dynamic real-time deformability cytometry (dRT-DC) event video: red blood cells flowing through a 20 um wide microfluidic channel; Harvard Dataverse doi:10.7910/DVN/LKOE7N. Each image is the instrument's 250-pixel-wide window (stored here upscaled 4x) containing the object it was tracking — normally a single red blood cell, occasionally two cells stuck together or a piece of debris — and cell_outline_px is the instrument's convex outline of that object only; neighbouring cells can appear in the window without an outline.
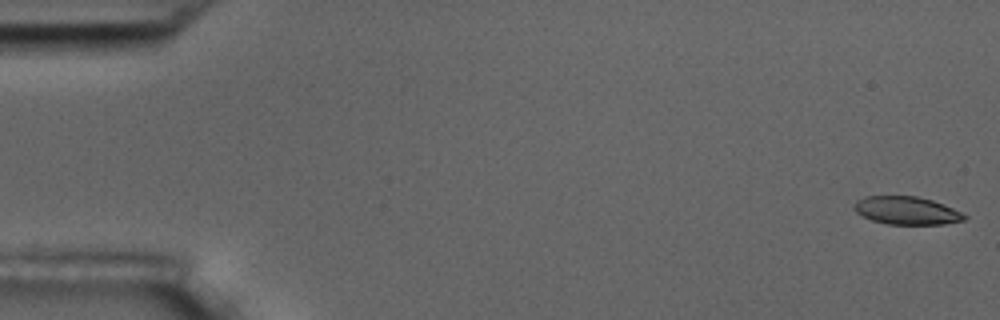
{"species": "common noctule bat (a hibernating species)", "species_latin": "Nyctalus noctula", "temperature_condition": "room temperature", "stored_images_in_passage": 6, "camera_frame_rate_fps": 3000, "um_per_image_px": 0.085, "animal": {"sex": "male", "body_mass_g": 17.5, "forearm_length_mm": 52.3}, "frame": {"image": 1, "passage_image": 1, "time_ms": 0.0, "image_size_px": [1000, 320], "cell_outline_px": [[968, 216], [964, 220], [944, 224], [888, 224], [872, 220], [856, 212], [852, 208], [856, 200], [864, 196], [916, 196], [932, 200], [952, 208]], "centroid_in_image_um": [77.03, 17.89], "position_along_channel_um": 8.0, "area_um2": 17.86}}
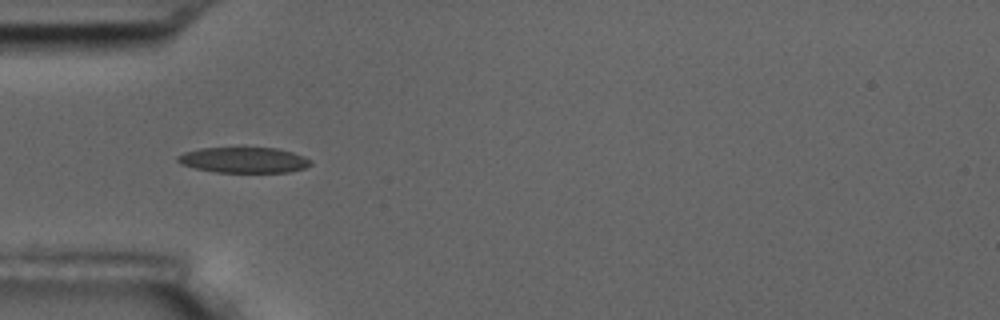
{"frame": {"image": 2, "passage_image": 5, "time_ms": 5.667, "image_size_px": [1000, 320], "cell_outline_px": [[312, 164], [304, 168], [288, 172], [216, 172], [196, 168], [180, 164], [176, 160], [176, 156], [184, 152], [200, 148], [244, 144], [276, 148], [292, 152], [304, 156], [312, 160]], "centroid_in_image_um": [20.7, 13.54], "position_along_channel_um": 64.3, "area_um2": 20.92}}